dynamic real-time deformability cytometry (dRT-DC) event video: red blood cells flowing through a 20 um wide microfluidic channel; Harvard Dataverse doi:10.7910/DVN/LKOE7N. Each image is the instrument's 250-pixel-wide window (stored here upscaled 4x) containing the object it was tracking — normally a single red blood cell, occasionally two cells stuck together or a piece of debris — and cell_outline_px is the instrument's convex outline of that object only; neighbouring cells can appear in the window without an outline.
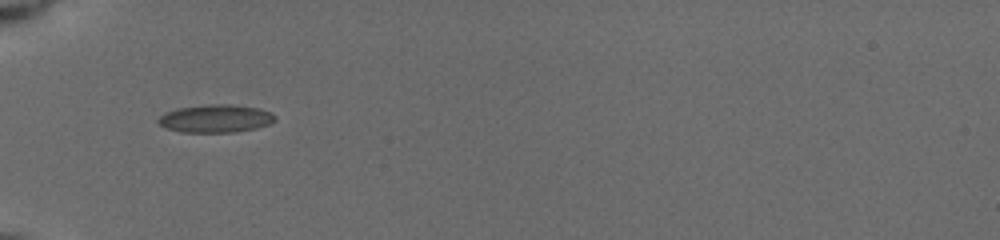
{"species": "common noctule bat (a hibernating species)", "species_latin": "Nyctalus noctula", "temperature_condition": "cold", "stored_images_in_passage": 43, "camera_frame_rate_fps": 3000, "um_per_image_px": 0.085, "animal": {"sex": "female", "body_mass_g": 19.5, "forearm_length_mm": 54.1}, "frame": {"image": 1, "passage_image": 1, "time_ms": 0.0, "image_size_px": [1000, 240], "cell_outline_px": [[276, 120], [272, 124], [256, 128], [236, 132], [180, 132], [168, 128], [160, 124], [156, 120], [164, 112], [176, 108], [208, 104], [232, 104], [260, 108], [272, 112], [276, 116]], "centroid_in_image_um": [18.37, 10.06], "position_along_channel_um": 66.6, "area_um2": 19.31}}
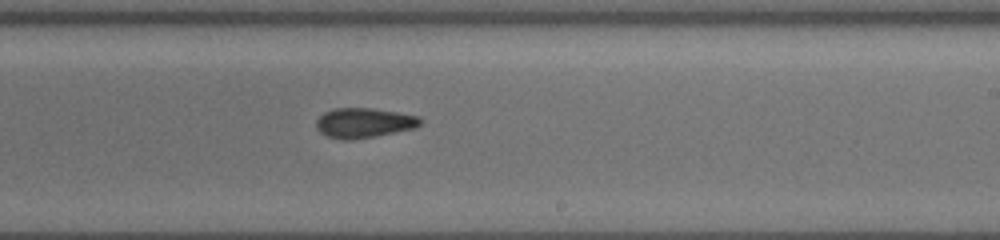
{"frame": {"image": 2, "passage_image": 18, "time_ms": 5.0, "image_size_px": [1000, 240], "cell_outline_px": [[424, 120], [416, 128], [376, 136], [352, 140], [344, 140], [328, 136], [320, 132], [316, 128], [316, 120], [324, 112], [336, 108], [372, 108], [420, 116]], "centroid_in_image_um": [30.96, 10.44], "position_along_channel_um": 258.0, "area_um2": 18.21}}
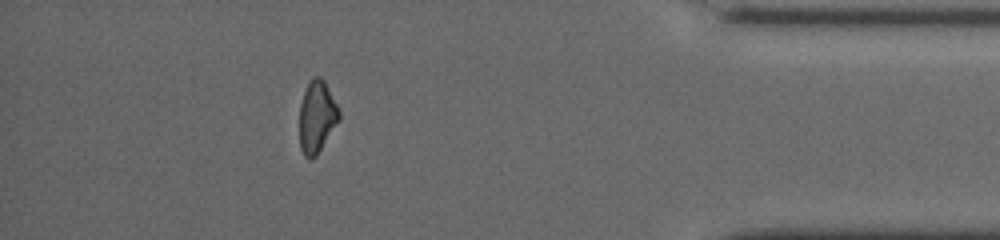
{"frame": {"image": 3, "passage_image": 38, "time_ms": 9.667, "image_size_px": [1000, 240], "cell_outline_px": [[340, 120], [316, 156], [312, 160], [308, 160], [304, 156], [300, 148], [300, 104], [304, 92], [312, 76], [320, 76], [324, 80], [340, 112]], "centroid_in_image_um": [26.93, 9.96], "position_along_channel_um": 408.3, "area_um2": 16.65}, "authors_computed_cell_mechanics": {"area_um2": 17.629, "velocity_mm_per_s": 3.9494, "shape_relaxation_time_tau1_ms": 7.2453, "shape_relaxation_time_tau2_ms": 3.5396, "deformation_change_tau1": 0.1579, "deformation_change_tau2": 0.0818}}